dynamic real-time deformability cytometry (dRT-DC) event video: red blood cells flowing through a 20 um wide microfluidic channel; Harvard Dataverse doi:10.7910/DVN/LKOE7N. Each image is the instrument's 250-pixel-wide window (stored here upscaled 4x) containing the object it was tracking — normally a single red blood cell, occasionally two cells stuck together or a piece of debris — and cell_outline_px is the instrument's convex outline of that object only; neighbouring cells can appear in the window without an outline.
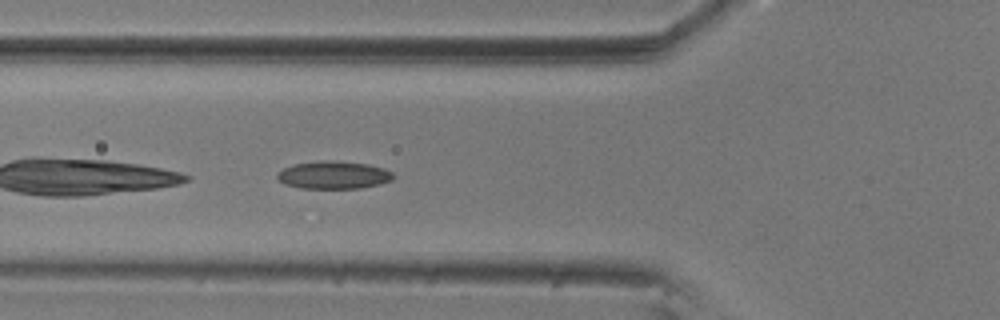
{"species": "common noctule bat (a hibernating species)", "species_latin": "Nyctalus noctula", "temperature_condition": "room temperature", "stored_images_in_passage": 5, "camera_frame_rate_fps": 3000, "um_per_image_px": 0.085, "animal": {"sex": "male", "body_mass_g": 20.5, "forearm_length_mm": 52.5}, "frame": {"image": 1, "passage_image": 5, "time_ms": 1.333, "image_size_px": [1000, 320], "cell_outline_px": [[396, 176], [392, 180], [380, 184], [360, 188], [300, 188], [284, 184], [276, 176], [284, 168], [296, 164], [368, 164], [384, 168], [392, 172]], "centroid_in_image_um": [28.43, 14.95], "position_along_channel_um": 97.4, "area_um2": 17.51}}